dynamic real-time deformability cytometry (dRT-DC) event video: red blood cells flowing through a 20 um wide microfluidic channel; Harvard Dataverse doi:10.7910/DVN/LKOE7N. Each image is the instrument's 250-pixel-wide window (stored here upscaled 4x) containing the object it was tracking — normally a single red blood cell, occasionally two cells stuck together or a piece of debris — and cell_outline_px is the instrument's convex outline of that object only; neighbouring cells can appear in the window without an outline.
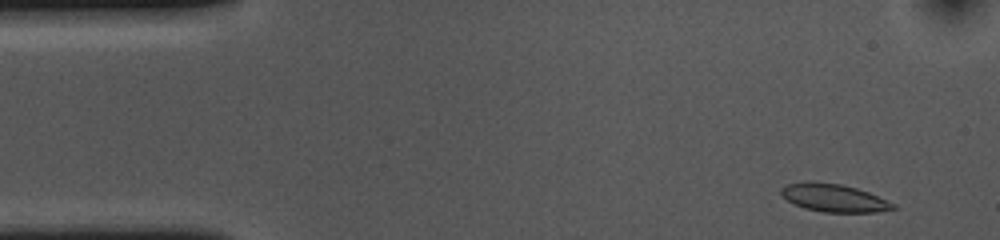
{"species": "common noctule bat (a hibernating species)", "species_latin": "Nyctalus noctula", "temperature_condition": "cold", "stored_images_in_passage": 52, "camera_frame_rate_fps": 3000, "um_per_image_px": 0.085, "animal": {"sex": "female", "body_mass_g": 10.0, "forearm_length_mm": 53.1}, "frame": {"image": 1, "passage_image": 2, "time_ms": 0.333, "image_size_px": [1000, 240], "cell_outline_px": [[896, 208], [876, 212], [824, 212], [804, 208], [788, 200], [780, 192], [780, 188], [788, 184], [840, 184], [856, 188], [868, 192], [888, 200], [896, 204]], "centroid_in_image_um": [70.97, 16.86], "position_along_channel_um": 14.0, "area_um2": 17.4}}
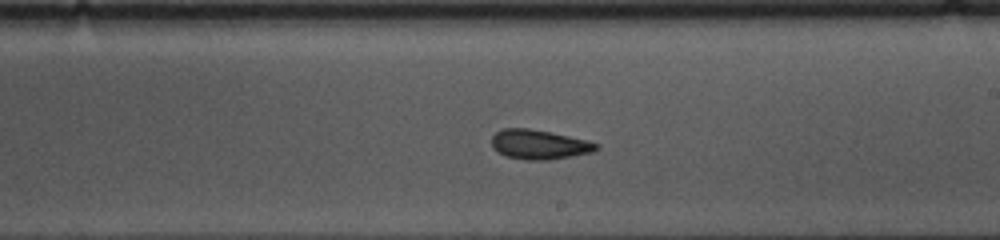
{"frame": {"image": 2, "passage_image": 28, "time_ms": 9.0, "image_size_px": [1000, 240], "cell_outline_px": [[600, 148], [592, 152], [572, 156], [544, 160], [524, 160], [508, 156], [496, 152], [492, 148], [492, 136], [500, 128], [528, 128], [588, 140], [600, 144]], "centroid_in_image_um": [45.82, 12.28], "position_along_channel_um": 243.2, "area_um2": 18.03}}
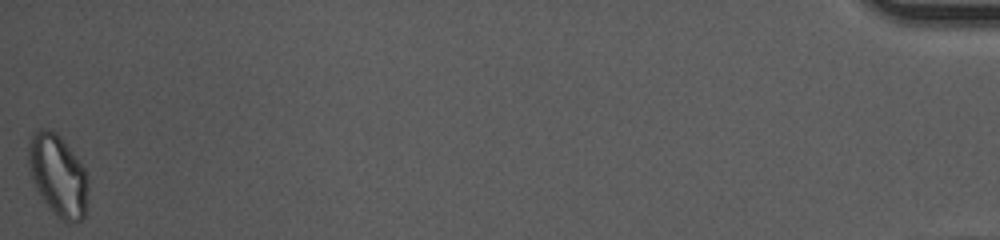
{"frame": {"image": 3, "passage_image": 52, "time_ms": 17.0, "image_size_px": [1000, 240], "cell_outline_px": [[88, 188], [84, 216], [80, 220], [68, 224], [60, 220], [56, 216], [44, 200], [36, 188], [28, 164], [28, 148], [32, 136], [40, 128], [48, 128], [56, 132], [60, 136], [84, 168], [88, 180]], "centroid_in_image_um": [4.94, 14.92], "position_along_channel_um": 430.3, "area_um2": 28.03}, "authors_computed_cell_mechanics": {"area_um2": 18.496, "velocity_mm_per_s": 3.6365, "shape_relaxation_time_tau1_ms": null, "shape_relaxation_time_tau2_ms": 3.8006, "deformation_change_tau1": null, "deformation_change_tau2": 0.0817}}